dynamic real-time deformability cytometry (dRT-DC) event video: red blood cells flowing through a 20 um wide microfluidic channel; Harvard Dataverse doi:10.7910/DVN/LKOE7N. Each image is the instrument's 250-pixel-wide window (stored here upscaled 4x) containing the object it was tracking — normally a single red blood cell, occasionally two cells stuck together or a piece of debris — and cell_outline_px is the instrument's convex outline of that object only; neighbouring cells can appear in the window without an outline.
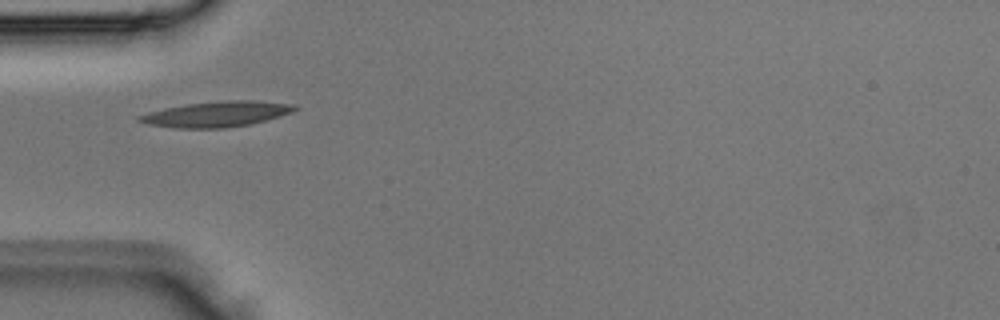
{"species": "Egyptian fruit bat (a non-hibernating species)", "species_latin": "Rousettus aegyptiacus", "temperature_condition": "room temperature", "stored_images_in_passage": 2, "camera_frame_rate_fps": 3000, "um_per_image_px": 0.085, "animal": {"sex": "male"}, "frame": {"image": 1, "passage_image": 1, "time_ms": 0.0, "image_size_px": [1000, 320], "cell_outline_px": [[300, 108], [292, 112], [280, 116], [248, 124], [224, 128], [176, 128], [148, 124], [136, 120], [136, 116], [148, 112], [164, 108], [188, 104], [224, 100], [252, 100], [296, 104]], "centroid_in_image_um": [18.41, 9.69], "position_along_channel_um": 66.6, "area_um2": 23.06}}
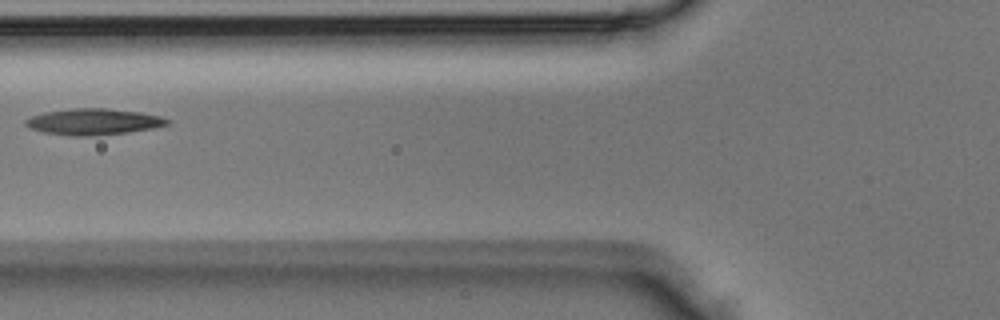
{"frame": {"image": 2, "passage_image": 2, "time_ms": 0.333, "image_size_px": [1000, 320], "cell_outline_px": [[172, 120], [168, 124], [152, 128], [128, 132], [96, 136], [68, 136], [44, 132], [28, 128], [24, 124], [24, 120], [32, 116], [44, 112], [72, 108], [104, 108], [140, 112], [160, 116]], "centroid_in_image_um": [7.92, 10.35], "position_along_channel_um": 117.9, "area_um2": 21.79}}